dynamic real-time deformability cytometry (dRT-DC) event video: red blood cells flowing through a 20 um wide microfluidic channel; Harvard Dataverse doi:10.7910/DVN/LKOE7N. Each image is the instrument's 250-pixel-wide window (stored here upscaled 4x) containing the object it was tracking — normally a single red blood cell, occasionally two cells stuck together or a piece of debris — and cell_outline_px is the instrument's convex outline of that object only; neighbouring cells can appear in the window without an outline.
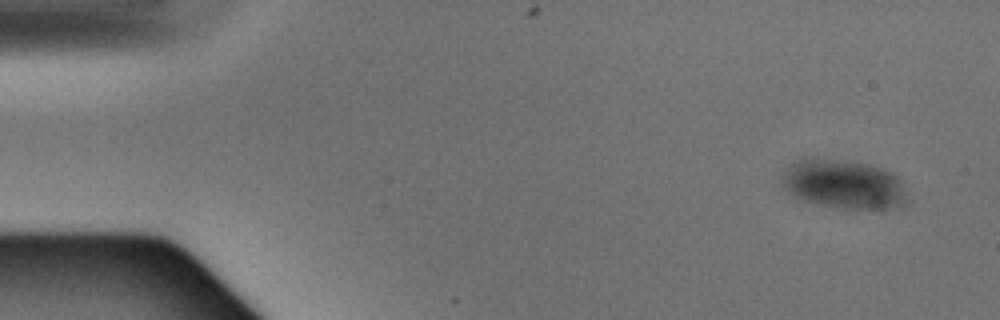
{"species": "Egyptian fruit bat (a non-hibernating species)", "species_latin": "Rousettus aegyptiacus", "temperature_condition": "warm", "stored_images_in_passage": 3, "camera_frame_rate_fps": 3000, "um_per_image_px": 0.085, "animal": {"sex": "male"}, "frame": {"image": 1, "passage_image": 1, "time_ms": 0.0, "image_size_px": [1000, 320], "cell_outline_px": [[904, 204], [900, 208], [844, 208], [820, 204], [804, 200], [788, 192], [780, 184], [784, 172], [792, 164], [800, 160], [844, 160], [868, 164], [892, 172], [904, 184]], "centroid_in_image_um": [71.73, 15.67], "position_along_channel_um": 13.3, "area_um2": 34.97}}